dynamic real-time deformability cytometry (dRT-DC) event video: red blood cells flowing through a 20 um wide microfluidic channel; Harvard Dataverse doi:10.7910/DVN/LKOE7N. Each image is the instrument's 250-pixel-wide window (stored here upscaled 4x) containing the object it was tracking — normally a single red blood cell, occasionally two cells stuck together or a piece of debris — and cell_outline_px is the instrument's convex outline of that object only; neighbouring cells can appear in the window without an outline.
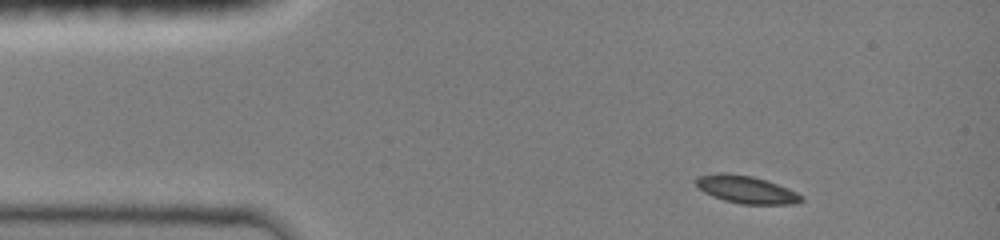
{"species": "common noctule bat (a hibernating species)", "species_latin": "Nyctalus noctula", "temperature_condition": "room temperature", "stored_images_in_passage": 49, "camera_frame_rate_fps": 3000, "um_per_image_px": 0.085, "animal": {"sex": "female", "body_mass_g": 19.0, "forearm_length_mm": 51.5}, "frame": {"image": 1, "passage_image": 2, "time_ms": 1.0, "image_size_px": [1000, 240], "cell_outline_px": [[804, 200], [796, 204], [740, 204], [724, 200], [704, 192], [696, 184], [696, 180], [700, 176], [752, 176], [776, 184], [796, 192], [804, 196]], "centroid_in_image_um": [63.55, 16.18], "position_along_channel_um": 21.4, "area_um2": 15.9}}
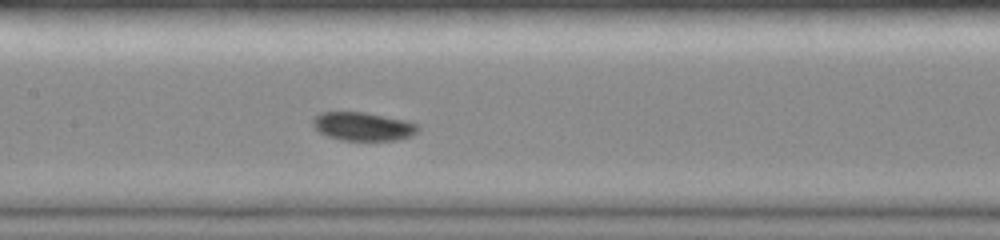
{"frame": {"image": 2, "passage_image": 22, "time_ms": 6.333, "image_size_px": [1000, 240], "cell_outline_px": [[416, 132], [412, 136], [396, 140], [344, 140], [328, 136], [320, 132], [312, 124], [312, 120], [316, 116], [324, 112], [364, 112], [404, 120], [416, 124]], "centroid_in_image_um": [30.84, 10.75], "position_along_channel_um": 176.6, "area_um2": 17.05}}
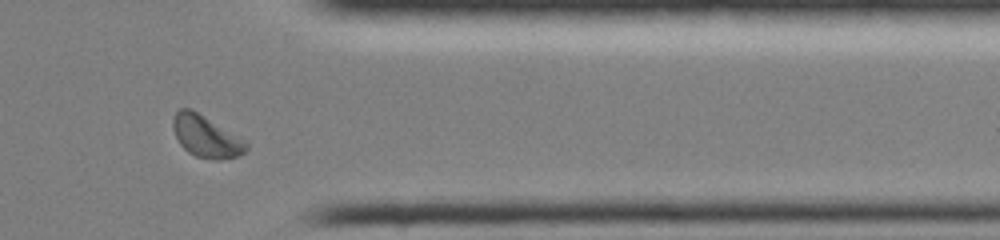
{"frame": {"image": 3, "passage_image": 41, "time_ms": 11.667, "image_size_px": [1000, 240], "cell_outline_px": [[248, 148], [244, 152], [236, 156], [220, 160], [212, 160], [196, 156], [188, 152], [180, 144], [172, 128], [172, 120], [176, 112], [180, 108], [192, 108], [240, 136], [248, 144]], "centroid_in_image_um": [17.51, 11.58], "position_along_channel_um": 393.9, "area_um2": 18.03}, "authors_computed_cell_mechanics": {"area_um2": 17.051, "velocity_mm_per_s": 4.1178, "shape_relaxation_time_tau1_ms": 3.6768, "shape_relaxation_time_tau2_ms": null, "deformation_change_tau1": 0.0662, "deformation_change_tau2": null}}